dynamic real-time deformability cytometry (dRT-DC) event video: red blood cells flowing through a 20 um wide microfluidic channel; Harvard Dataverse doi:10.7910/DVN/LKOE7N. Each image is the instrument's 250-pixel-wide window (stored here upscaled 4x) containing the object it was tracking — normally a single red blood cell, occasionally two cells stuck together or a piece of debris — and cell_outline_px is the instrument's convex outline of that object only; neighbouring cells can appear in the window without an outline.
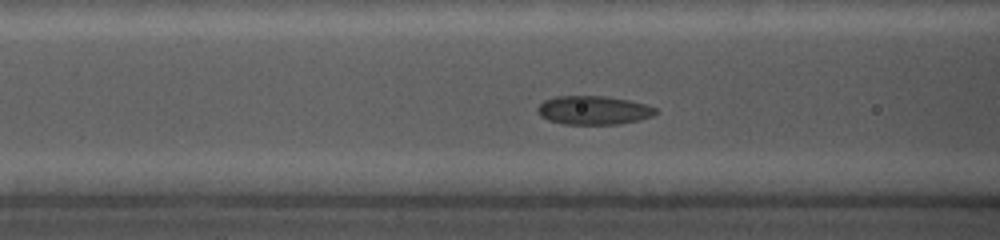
{"species": "common noctule bat (a hibernating species)", "species_latin": "Nyctalus noctula", "temperature_condition": "cold", "stored_images_in_passage": 32, "camera_frame_rate_fps": 5000, "um_per_image_px": 0.085, "animal": {"sex": "female", "body_mass_g": 19.0, "forearm_length_mm": 56.7}, "frame": {"image": 1, "passage_image": 7, "time_ms": 2.4, "image_size_px": [1000, 240], "cell_outline_px": [[656, 112], [652, 116], [640, 120], [616, 124], [564, 124], [548, 120], [540, 116], [536, 112], [536, 108], [544, 100], [556, 96], [608, 96], [628, 100], [644, 104], [656, 108]], "centroid_in_image_um": [50.41, 9.37], "position_along_channel_um": 116.2, "area_um2": 19.77}}
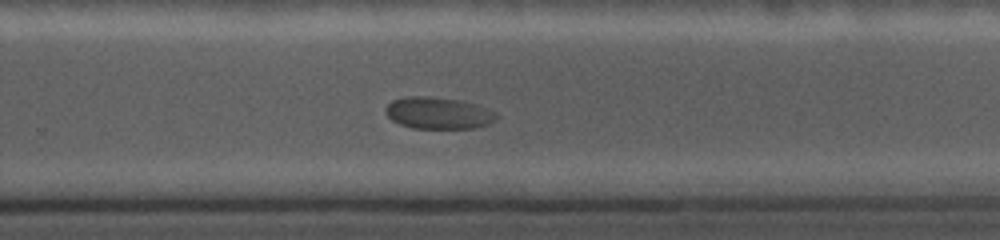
{"frame": {"image": 2, "passage_image": 19, "time_ms": 7.4, "image_size_px": [1000, 240], "cell_outline_px": [[496, 120], [488, 124], [476, 128], [412, 128], [400, 124], [392, 120], [388, 116], [384, 108], [392, 100], [412, 96], [428, 96], [456, 100], [472, 104], [496, 112]], "centroid_in_image_um": [37.22, 9.62], "position_along_channel_um": 292.6, "area_um2": 20.17}}
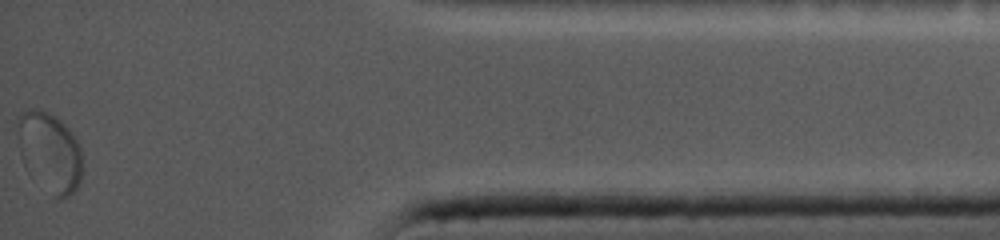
{"frame": {"image": 3, "passage_image": 32, "time_ms": 12.2, "image_size_px": [1000, 240], "cell_outline_px": [[80, 180], [76, 188], [68, 196], [60, 200], [56, 196], [20, 152], [20, 116], [28, 108], [36, 108], [48, 112], [56, 116], [72, 132], [80, 144]], "centroid_in_image_um": [4.32, 12.81], "position_along_channel_um": 430.9, "area_um2": 27.69}}